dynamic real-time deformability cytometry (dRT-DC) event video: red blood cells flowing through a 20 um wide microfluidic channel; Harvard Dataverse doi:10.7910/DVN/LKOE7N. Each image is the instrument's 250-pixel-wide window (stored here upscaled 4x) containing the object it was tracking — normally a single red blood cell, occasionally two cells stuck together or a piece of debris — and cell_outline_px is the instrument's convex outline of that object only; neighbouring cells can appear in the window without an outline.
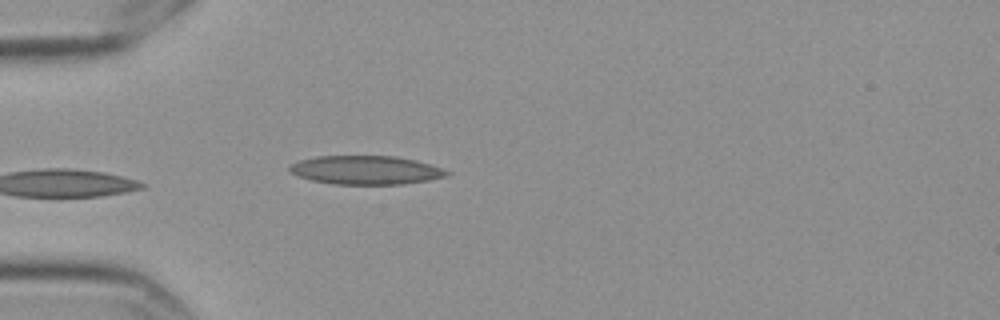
{"species": "Egyptian fruit bat (a non-hibernating species)", "species_latin": "Rousettus aegyptiacus", "temperature_condition": "cold", "stored_images_in_passage": 40, "camera_frame_rate_fps": 3000, "um_per_image_px": 0.085, "frame": {"image": 1, "passage_image": 1, "time_ms": 0.0, "image_size_px": [1000, 320], "cell_outline_px": [[452, 172], [448, 176], [428, 180], [404, 184], [332, 184], [312, 180], [300, 176], [292, 172], [288, 168], [288, 164], [300, 160], [316, 156], [396, 156], [416, 160], [432, 164]], "centroid_in_image_um": [31.13, 14.45], "position_along_channel_um": 53.9, "area_um2": 26.41}}
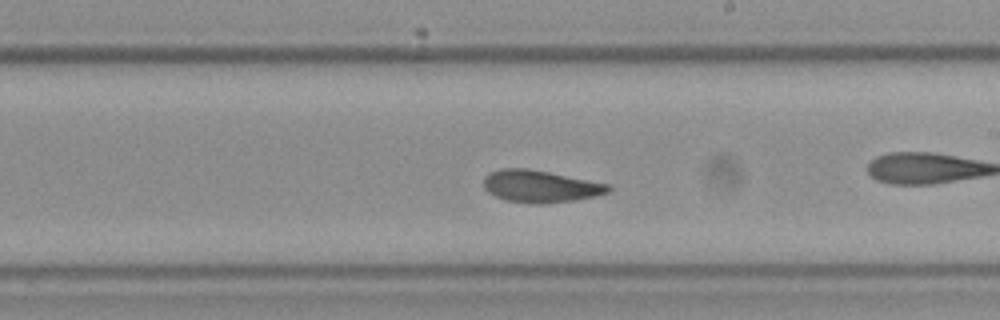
{"frame": {"image": 2, "passage_image": 15, "time_ms": 4.667, "image_size_px": [1000, 320], "cell_outline_px": [[612, 188], [608, 192], [596, 196], [572, 200], [544, 204], [532, 204], [504, 200], [488, 192], [484, 188], [484, 176], [492, 172], [504, 168], [528, 168], [612, 184]], "centroid_in_image_um": [45.95, 15.84], "position_along_channel_um": 243.0, "area_um2": 23.47}}
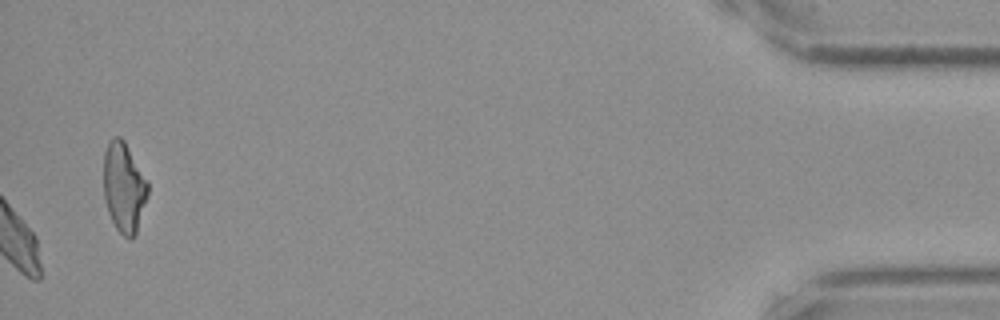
{"frame": {"image": 3, "passage_image": 40, "time_ms": 13.0, "image_size_px": [1000, 320], "cell_outline_px": [[148, 192], [136, 232], [132, 236], [124, 236], [116, 228], [108, 212], [104, 200], [104, 152], [108, 144], [116, 136], [120, 136], [124, 140], [148, 180]], "centroid_in_image_um": [10.53, 15.88], "position_along_channel_um": 424.7, "area_um2": 22.83}, "authors_computed_cell_mechanics": {"area_um2": 23.0044, "velocity_mm_per_s": 3.4841, "shape_relaxation_time_tau1_ms": 3.7987, "shape_relaxation_time_tau2_ms": 1.941, "deformation_change_tau1": 0.1138, "deformation_change_tau2": 0.0568}}